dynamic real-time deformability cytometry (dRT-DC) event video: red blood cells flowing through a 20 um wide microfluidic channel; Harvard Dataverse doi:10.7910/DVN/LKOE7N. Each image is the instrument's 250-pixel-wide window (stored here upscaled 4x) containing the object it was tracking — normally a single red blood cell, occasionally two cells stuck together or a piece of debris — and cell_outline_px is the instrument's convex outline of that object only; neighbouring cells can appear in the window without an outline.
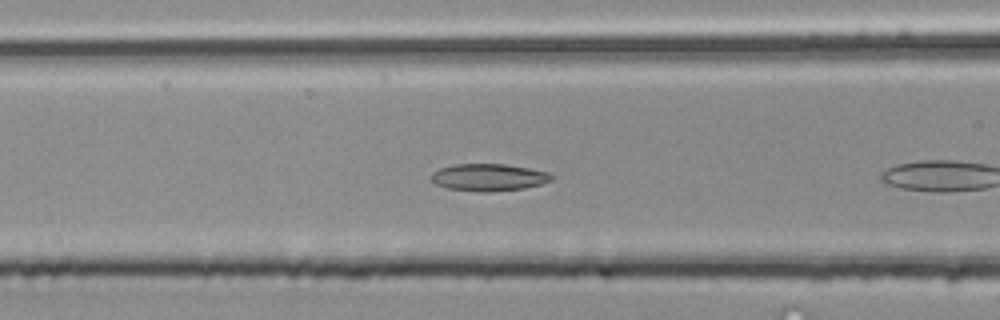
{"species": "common noctule bat (a hibernating species)", "species_latin": "Nyctalus noctula", "temperature_condition": "room temperature", "stored_images_in_passage": 10, "camera_frame_rate_fps": 3000, "um_per_image_px": 0.085, "animal": {"sex": "male", "body_mass_g": 20.4}, "frame": {"image": 1, "passage_image": 6, "time_ms": 1.667, "image_size_px": [1000, 320], "cell_outline_px": [[552, 180], [540, 184], [524, 188], [488, 192], [480, 192], [448, 188], [436, 184], [428, 180], [428, 176], [432, 172], [440, 168], [452, 164], [504, 164], [552, 172]], "centroid_in_image_um": [41.49, 15.07], "position_along_channel_um": 125.1, "area_um2": 19.25}}
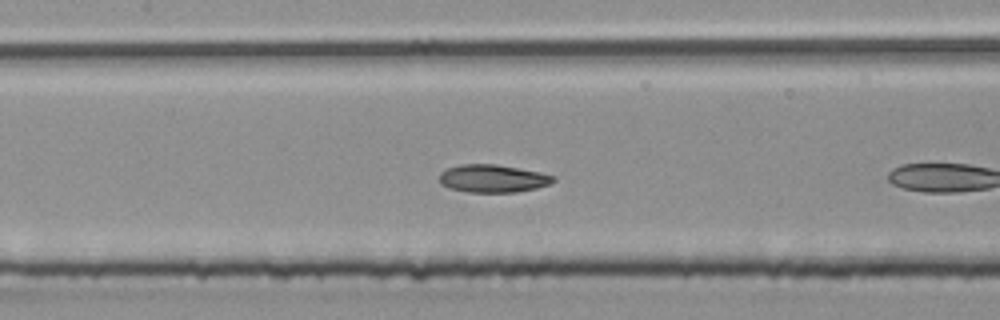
{"frame": {"image": 2, "passage_image": 9, "time_ms": 2.667, "image_size_px": [1000, 320], "cell_outline_px": [[556, 180], [548, 184], [536, 188], [516, 192], [464, 192], [448, 188], [440, 184], [440, 172], [444, 168], [460, 164], [496, 164], [540, 172], [556, 176]], "centroid_in_image_um": [41.84, 15.17], "position_along_channel_um": 165.6, "area_um2": 18.67}}